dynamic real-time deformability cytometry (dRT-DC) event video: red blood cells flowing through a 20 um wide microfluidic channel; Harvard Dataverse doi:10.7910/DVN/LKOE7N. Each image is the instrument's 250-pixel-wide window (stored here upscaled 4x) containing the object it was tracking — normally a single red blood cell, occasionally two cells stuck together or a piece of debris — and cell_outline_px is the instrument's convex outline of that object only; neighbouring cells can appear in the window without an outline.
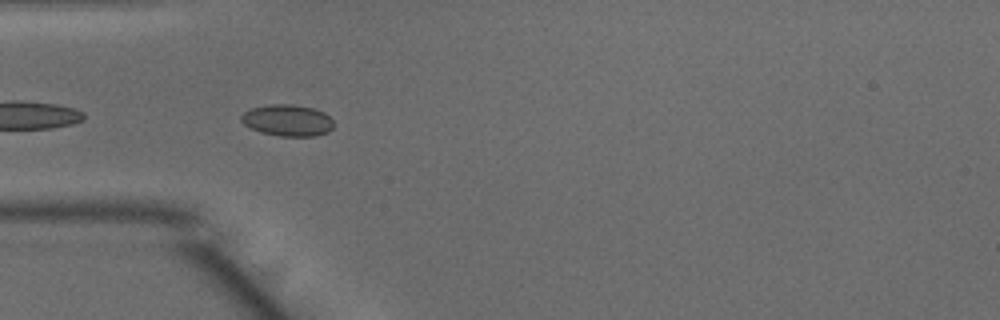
{"species": "common noctule bat (a hibernating species)", "species_latin": "Nyctalus noctula", "temperature_condition": "warm", "stored_images_in_passage": 5, "camera_frame_rate_fps": 3000, "um_per_image_px": 0.085, "animal": {"sex": "male", "body_mass_g": 15.6}, "frame": {"image": 1, "passage_image": 2, "time_ms": 0.333, "image_size_px": [1000, 320], "cell_outline_px": [[332, 128], [328, 132], [316, 136], [280, 136], [260, 132], [244, 124], [240, 120], [240, 116], [244, 112], [252, 108], [272, 104], [292, 104], [312, 108], [324, 112], [332, 120]], "centroid_in_image_um": [24.43, 10.23], "position_along_channel_um": 60.6, "area_um2": 16.88}}